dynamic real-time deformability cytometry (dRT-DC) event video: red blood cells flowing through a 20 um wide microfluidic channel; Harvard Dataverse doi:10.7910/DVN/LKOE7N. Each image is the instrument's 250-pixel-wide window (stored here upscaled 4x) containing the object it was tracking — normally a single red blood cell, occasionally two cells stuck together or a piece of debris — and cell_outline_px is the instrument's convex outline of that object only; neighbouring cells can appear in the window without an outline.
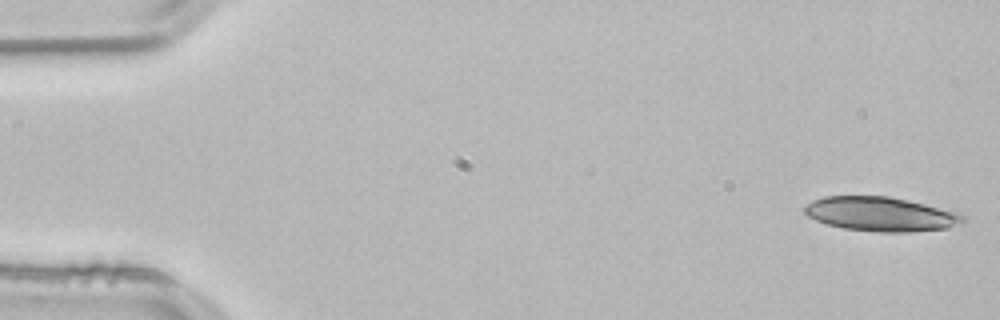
{"species": "common noctule bat (a hibernating species)", "species_latin": "Nyctalus noctula", "temperature_condition": "room temperature", "stored_images_in_passage": 25, "camera_frame_rate_fps": 3000, "um_per_image_px": 0.085, "animal": {"sex": "male", "body_mass_g": 21.5, "forearm_length_mm": 52.0}, "frame": {"image": 1, "passage_image": 1, "time_ms": 0.0, "image_size_px": [1000, 320], "cell_outline_px": [[964, 220], [948, 228], [908, 232], [876, 232], [844, 228], [828, 224], [816, 220], [808, 216], [804, 212], [804, 208], [812, 200], [824, 196], [888, 196], [908, 200], [956, 212], [964, 216]], "centroid_in_image_um": [74.82, 18.19], "position_along_channel_um": 10.2, "area_um2": 31.33}}